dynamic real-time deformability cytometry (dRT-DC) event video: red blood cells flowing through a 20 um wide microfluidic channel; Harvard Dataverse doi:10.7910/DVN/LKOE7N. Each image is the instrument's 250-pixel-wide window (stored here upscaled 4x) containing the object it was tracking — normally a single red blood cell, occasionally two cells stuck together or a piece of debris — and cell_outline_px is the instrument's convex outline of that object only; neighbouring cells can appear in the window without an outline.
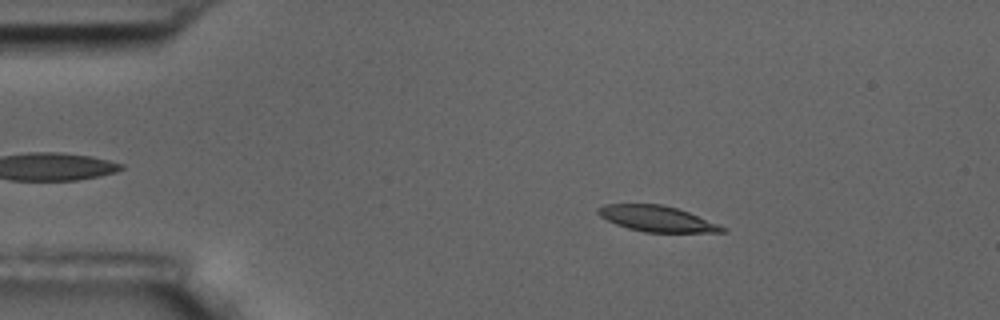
{"species": "common noctule bat (a hibernating species)", "species_latin": "Nyctalus noctula", "temperature_condition": "room temperature", "stored_images_in_passage": 57, "camera_frame_rate_fps": 3000, "um_per_image_px": 0.085, "animal": {"sex": "male", "body_mass_g": 17.5, "forearm_length_mm": 52.3}, "frame": {"image": 1, "passage_image": 10, "time_ms": 3.0, "image_size_px": [1000, 320], "cell_outline_px": [[728, 232], [644, 232], [628, 228], [616, 224], [600, 216], [596, 212], [596, 208], [604, 204], [660, 204], [676, 208], [688, 212], [728, 228]], "centroid_in_image_um": [55.83, 18.59], "position_along_channel_um": 29.2, "area_um2": 18.55}}
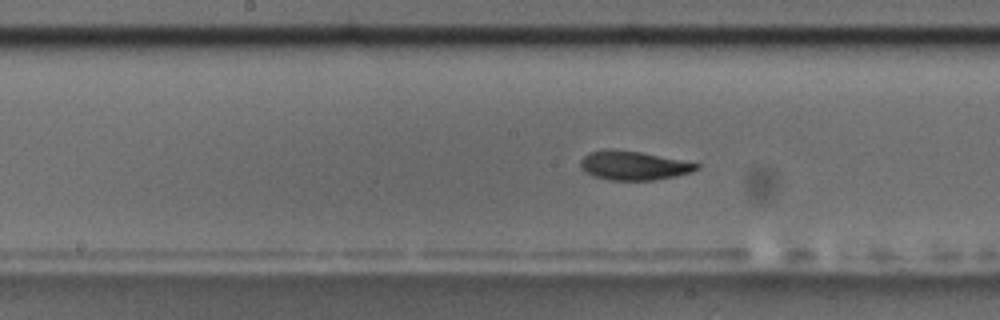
{"frame": {"image": 2, "passage_image": 29, "time_ms": 9.333, "image_size_px": [1000, 320], "cell_outline_px": [[700, 168], [692, 172], [676, 176], [652, 180], [608, 180], [592, 176], [580, 168], [580, 160], [588, 152], [604, 148], [612, 148], [640, 152], [700, 164]], "centroid_in_image_um": [53.8, 14.06], "position_along_channel_um": 194.4, "area_um2": 19.77}}
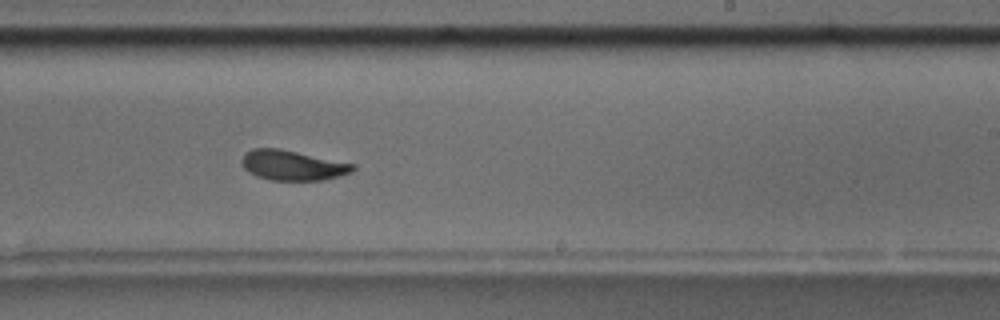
{"frame": {"image": 3, "passage_image": 35, "time_ms": 11.333, "image_size_px": [1000, 320], "cell_outline_px": [[356, 168], [352, 172], [340, 176], [324, 180], [272, 180], [256, 176], [248, 172], [244, 168], [240, 160], [244, 152], [252, 148], [280, 148], [356, 164]], "centroid_in_image_um": [24.86, 14.04], "position_along_channel_um": 264.1, "area_um2": 19.71}, "authors_computed_cell_mechanics": {"area_um2": 19.7098, "velocity_mm_per_s": 3.5062, "shape_relaxation_time_tau1_ms": 5.9375, "shape_relaxation_time_tau2_ms": 2.6947, "deformation_change_tau1": 0.148, "deformation_change_tau2": 0.0805}}